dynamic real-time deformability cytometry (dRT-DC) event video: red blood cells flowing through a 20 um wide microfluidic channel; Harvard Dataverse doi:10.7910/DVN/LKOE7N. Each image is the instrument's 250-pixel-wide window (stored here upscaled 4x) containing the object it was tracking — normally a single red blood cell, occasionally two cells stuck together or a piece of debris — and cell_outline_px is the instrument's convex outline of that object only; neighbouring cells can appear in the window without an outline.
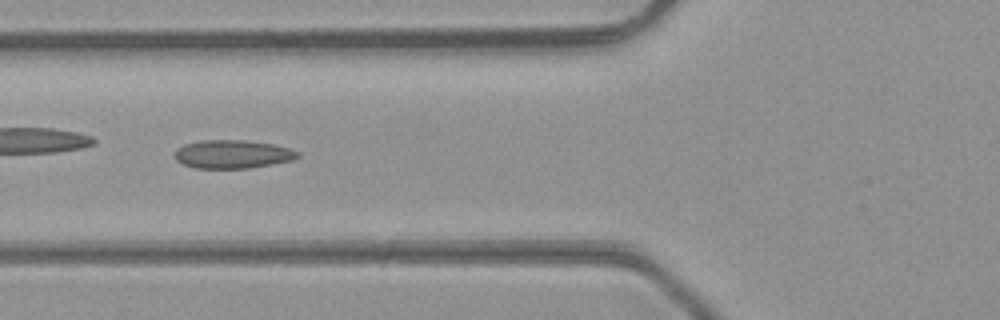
{"species": "common noctule bat (a hibernating species)", "species_latin": "Nyctalus noctula", "temperature_condition": "room temperature", "stored_images_in_passage": 7, "camera_frame_rate_fps": 3000, "um_per_image_px": 0.085, "animal": {"sex": "male", "body_mass_g": 23.1, "forearm_length_mm": 52.7}, "frame": {"image": 1, "passage_image": 6, "time_ms": 1.667, "image_size_px": [1000, 320], "cell_outline_px": [[300, 156], [292, 160], [272, 164], [248, 168], [196, 168], [184, 164], [176, 160], [176, 148], [184, 144], [200, 140], [244, 140], [276, 144], [300, 152]], "centroid_in_image_um": [19.79, 13.09], "position_along_channel_um": 106.0, "area_um2": 20.35}}
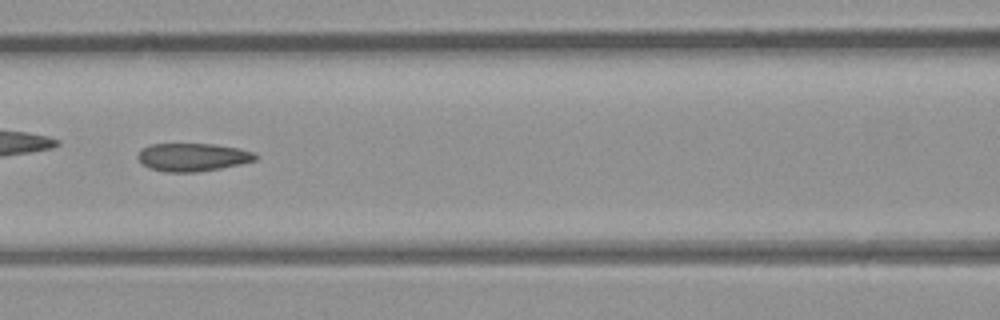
{"frame": {"image": 2, "passage_image": 7, "time_ms": 2.0, "image_size_px": [1000, 320], "cell_outline_px": [[256, 160], [240, 164], [220, 168], [196, 172], [164, 172], [148, 168], [136, 156], [140, 148], [148, 144], [212, 144], [236, 148], [252, 152], [256, 156]], "centroid_in_image_um": [16.3, 13.36], "position_along_channel_um": 150.3, "area_um2": 19.13}}